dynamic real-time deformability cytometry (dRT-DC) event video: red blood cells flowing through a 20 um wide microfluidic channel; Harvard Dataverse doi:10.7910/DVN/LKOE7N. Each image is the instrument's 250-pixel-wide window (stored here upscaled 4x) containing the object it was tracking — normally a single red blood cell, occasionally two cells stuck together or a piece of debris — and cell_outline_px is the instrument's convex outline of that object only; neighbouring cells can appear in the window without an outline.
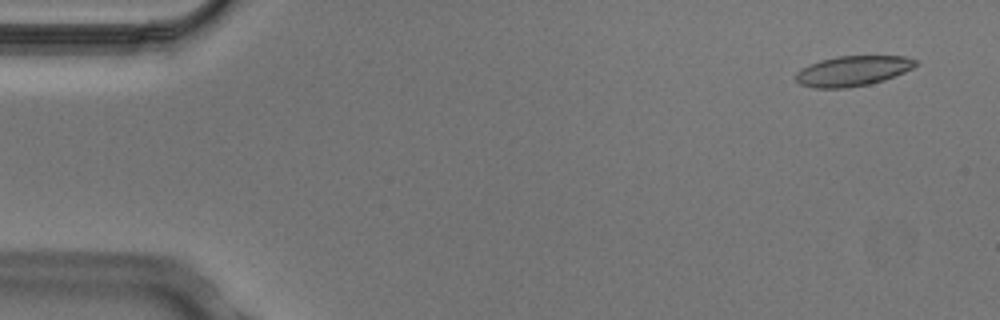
{"species": "Egyptian fruit bat (a non-hibernating species)", "species_latin": "Rousettus aegyptiacus", "temperature_condition": "cold", "stored_images_in_passage": 4, "camera_frame_rate_fps": 3000, "um_per_image_px": 0.085, "animal": {"sex": "male"}, "frame": {"image": 1, "passage_image": 1, "time_ms": 0.0, "image_size_px": [1000, 320], "cell_outline_px": [[916, 64], [912, 68], [904, 72], [884, 80], [868, 84], [844, 88], [816, 88], [800, 84], [796, 80], [796, 72], [800, 68], [808, 64], [820, 60], [836, 56], [904, 56], [916, 60]], "centroid_in_image_um": [72.44, 6.02], "position_along_channel_um": 12.6, "area_um2": 20.98}}